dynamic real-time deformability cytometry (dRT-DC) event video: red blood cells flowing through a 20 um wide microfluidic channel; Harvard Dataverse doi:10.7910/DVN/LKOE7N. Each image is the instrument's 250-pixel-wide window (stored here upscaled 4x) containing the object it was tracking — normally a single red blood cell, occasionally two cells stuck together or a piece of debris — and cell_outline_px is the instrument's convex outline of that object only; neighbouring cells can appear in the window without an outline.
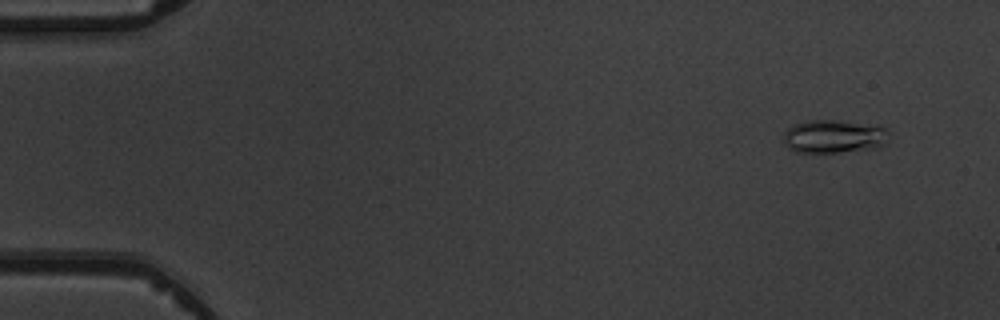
{"species": "common noctule bat (a hibernating species)", "species_latin": "Nyctalus noctula", "temperature_condition": "warm", "stored_images_in_passage": 5, "camera_frame_rate_fps": 3000, "um_per_image_px": 0.085, "animal": {"sex": "male", "body_mass_g": 19.5, "forearm_length_mm": 54.6}, "frame": {"image": 1, "passage_image": 1, "time_ms": 0.0, "image_size_px": [1000, 320], "cell_outline_px": [[888, 144], [880, 148], [836, 152], [796, 152], [788, 148], [784, 144], [784, 132], [788, 128], [804, 120], [840, 120], [880, 124], [888, 128]], "centroid_in_image_um": [70.97, 11.58], "position_along_channel_um": 14.0, "area_um2": 21.1}}